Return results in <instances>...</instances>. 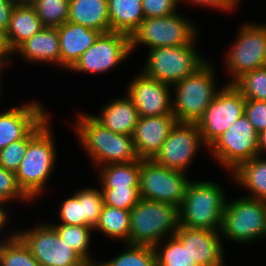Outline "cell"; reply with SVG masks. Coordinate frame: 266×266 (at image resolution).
I'll list each match as a JSON object with an SVG mask.
<instances>
[{"instance_id":"obj_35","label":"cell","mask_w":266,"mask_h":266,"mask_svg":"<svg viewBox=\"0 0 266 266\" xmlns=\"http://www.w3.org/2000/svg\"><path fill=\"white\" fill-rule=\"evenodd\" d=\"M232 84L245 99L266 101V66L243 73Z\"/></svg>"},{"instance_id":"obj_44","label":"cell","mask_w":266,"mask_h":266,"mask_svg":"<svg viewBox=\"0 0 266 266\" xmlns=\"http://www.w3.org/2000/svg\"><path fill=\"white\" fill-rule=\"evenodd\" d=\"M13 50L7 40L6 32L0 29V60L10 64Z\"/></svg>"},{"instance_id":"obj_22","label":"cell","mask_w":266,"mask_h":266,"mask_svg":"<svg viewBox=\"0 0 266 266\" xmlns=\"http://www.w3.org/2000/svg\"><path fill=\"white\" fill-rule=\"evenodd\" d=\"M92 116L108 130L131 136L139 118L137 108L126 95L106 103L99 115Z\"/></svg>"},{"instance_id":"obj_42","label":"cell","mask_w":266,"mask_h":266,"mask_svg":"<svg viewBox=\"0 0 266 266\" xmlns=\"http://www.w3.org/2000/svg\"><path fill=\"white\" fill-rule=\"evenodd\" d=\"M192 5L218 9L219 11L232 12L239 5L235 0H188Z\"/></svg>"},{"instance_id":"obj_28","label":"cell","mask_w":266,"mask_h":266,"mask_svg":"<svg viewBox=\"0 0 266 266\" xmlns=\"http://www.w3.org/2000/svg\"><path fill=\"white\" fill-rule=\"evenodd\" d=\"M94 230H99L109 238L120 239L128 244L130 233V210L103 205L98 224Z\"/></svg>"},{"instance_id":"obj_14","label":"cell","mask_w":266,"mask_h":266,"mask_svg":"<svg viewBox=\"0 0 266 266\" xmlns=\"http://www.w3.org/2000/svg\"><path fill=\"white\" fill-rule=\"evenodd\" d=\"M130 54V36L114 31L101 33L69 71L102 74L114 69Z\"/></svg>"},{"instance_id":"obj_3","label":"cell","mask_w":266,"mask_h":266,"mask_svg":"<svg viewBox=\"0 0 266 266\" xmlns=\"http://www.w3.org/2000/svg\"><path fill=\"white\" fill-rule=\"evenodd\" d=\"M179 227V208L170 203L140 198L130 210L128 244L155 247Z\"/></svg>"},{"instance_id":"obj_38","label":"cell","mask_w":266,"mask_h":266,"mask_svg":"<svg viewBox=\"0 0 266 266\" xmlns=\"http://www.w3.org/2000/svg\"><path fill=\"white\" fill-rule=\"evenodd\" d=\"M59 206V220L60 223L66 225L84 226V216L82 210V195L76 192L72 197L62 200Z\"/></svg>"},{"instance_id":"obj_33","label":"cell","mask_w":266,"mask_h":266,"mask_svg":"<svg viewBox=\"0 0 266 266\" xmlns=\"http://www.w3.org/2000/svg\"><path fill=\"white\" fill-rule=\"evenodd\" d=\"M125 250L99 266H157L154 247L125 244Z\"/></svg>"},{"instance_id":"obj_29","label":"cell","mask_w":266,"mask_h":266,"mask_svg":"<svg viewBox=\"0 0 266 266\" xmlns=\"http://www.w3.org/2000/svg\"><path fill=\"white\" fill-rule=\"evenodd\" d=\"M0 266H41L28 246L16 234L9 232L0 243Z\"/></svg>"},{"instance_id":"obj_20","label":"cell","mask_w":266,"mask_h":266,"mask_svg":"<svg viewBox=\"0 0 266 266\" xmlns=\"http://www.w3.org/2000/svg\"><path fill=\"white\" fill-rule=\"evenodd\" d=\"M60 43V67L70 70L81 55L92 46L101 32L66 21L57 27Z\"/></svg>"},{"instance_id":"obj_18","label":"cell","mask_w":266,"mask_h":266,"mask_svg":"<svg viewBox=\"0 0 266 266\" xmlns=\"http://www.w3.org/2000/svg\"><path fill=\"white\" fill-rule=\"evenodd\" d=\"M48 113L42 103L12 106L0 113V150L23 139Z\"/></svg>"},{"instance_id":"obj_2","label":"cell","mask_w":266,"mask_h":266,"mask_svg":"<svg viewBox=\"0 0 266 266\" xmlns=\"http://www.w3.org/2000/svg\"><path fill=\"white\" fill-rule=\"evenodd\" d=\"M223 187L212 181L189 183L179 207V225L203 230H220L227 203Z\"/></svg>"},{"instance_id":"obj_32","label":"cell","mask_w":266,"mask_h":266,"mask_svg":"<svg viewBox=\"0 0 266 266\" xmlns=\"http://www.w3.org/2000/svg\"><path fill=\"white\" fill-rule=\"evenodd\" d=\"M46 115L23 139L12 142L0 150V166L16 172L26 154L29 142L49 123Z\"/></svg>"},{"instance_id":"obj_10","label":"cell","mask_w":266,"mask_h":266,"mask_svg":"<svg viewBox=\"0 0 266 266\" xmlns=\"http://www.w3.org/2000/svg\"><path fill=\"white\" fill-rule=\"evenodd\" d=\"M186 174L153 160H140V198L170 203L179 208L191 182Z\"/></svg>"},{"instance_id":"obj_25","label":"cell","mask_w":266,"mask_h":266,"mask_svg":"<svg viewBox=\"0 0 266 266\" xmlns=\"http://www.w3.org/2000/svg\"><path fill=\"white\" fill-rule=\"evenodd\" d=\"M230 175L235 184L250 192L245 197L266 202V158L253 157Z\"/></svg>"},{"instance_id":"obj_16","label":"cell","mask_w":266,"mask_h":266,"mask_svg":"<svg viewBox=\"0 0 266 266\" xmlns=\"http://www.w3.org/2000/svg\"><path fill=\"white\" fill-rule=\"evenodd\" d=\"M130 82L126 93L139 117L173 115L172 86L146 77L141 71Z\"/></svg>"},{"instance_id":"obj_50","label":"cell","mask_w":266,"mask_h":266,"mask_svg":"<svg viewBox=\"0 0 266 266\" xmlns=\"http://www.w3.org/2000/svg\"><path fill=\"white\" fill-rule=\"evenodd\" d=\"M84 266H99L98 261L92 262V263H86Z\"/></svg>"},{"instance_id":"obj_1","label":"cell","mask_w":266,"mask_h":266,"mask_svg":"<svg viewBox=\"0 0 266 266\" xmlns=\"http://www.w3.org/2000/svg\"><path fill=\"white\" fill-rule=\"evenodd\" d=\"M74 132L93 166L129 163L139 160L131 135L114 133L100 124L92 114L79 113Z\"/></svg>"},{"instance_id":"obj_31","label":"cell","mask_w":266,"mask_h":266,"mask_svg":"<svg viewBox=\"0 0 266 266\" xmlns=\"http://www.w3.org/2000/svg\"><path fill=\"white\" fill-rule=\"evenodd\" d=\"M57 234L63 242L70 245L87 263H92L89 247L91 243V231L94 229L91 226H77L66 224H52Z\"/></svg>"},{"instance_id":"obj_39","label":"cell","mask_w":266,"mask_h":266,"mask_svg":"<svg viewBox=\"0 0 266 266\" xmlns=\"http://www.w3.org/2000/svg\"><path fill=\"white\" fill-rule=\"evenodd\" d=\"M0 199L10 202V200H22L29 202L31 199L19 187L16 174L0 166Z\"/></svg>"},{"instance_id":"obj_7","label":"cell","mask_w":266,"mask_h":266,"mask_svg":"<svg viewBox=\"0 0 266 266\" xmlns=\"http://www.w3.org/2000/svg\"><path fill=\"white\" fill-rule=\"evenodd\" d=\"M197 27L182 14L144 18L130 36L131 53L141 44L149 49L191 44L197 38ZM196 37V38H195Z\"/></svg>"},{"instance_id":"obj_45","label":"cell","mask_w":266,"mask_h":266,"mask_svg":"<svg viewBox=\"0 0 266 266\" xmlns=\"http://www.w3.org/2000/svg\"><path fill=\"white\" fill-rule=\"evenodd\" d=\"M6 203L7 202L5 200L0 199V233L3 232L4 231L3 229L6 228L5 226L7 224H9V223H7L9 220V217H8L9 215L4 208ZM0 236H1V234H0ZM3 238L4 237H2L0 241H3Z\"/></svg>"},{"instance_id":"obj_36","label":"cell","mask_w":266,"mask_h":266,"mask_svg":"<svg viewBox=\"0 0 266 266\" xmlns=\"http://www.w3.org/2000/svg\"><path fill=\"white\" fill-rule=\"evenodd\" d=\"M78 192L82 195L84 226H91L94 229L104 205L102 191L100 188L86 187Z\"/></svg>"},{"instance_id":"obj_17","label":"cell","mask_w":266,"mask_h":266,"mask_svg":"<svg viewBox=\"0 0 266 266\" xmlns=\"http://www.w3.org/2000/svg\"><path fill=\"white\" fill-rule=\"evenodd\" d=\"M174 236L199 266H225L226 255L219 230L192 229L179 225Z\"/></svg>"},{"instance_id":"obj_12","label":"cell","mask_w":266,"mask_h":266,"mask_svg":"<svg viewBox=\"0 0 266 266\" xmlns=\"http://www.w3.org/2000/svg\"><path fill=\"white\" fill-rule=\"evenodd\" d=\"M234 42L225 57L226 73L233 76L228 83L245 72L266 66V24H243Z\"/></svg>"},{"instance_id":"obj_37","label":"cell","mask_w":266,"mask_h":266,"mask_svg":"<svg viewBox=\"0 0 266 266\" xmlns=\"http://www.w3.org/2000/svg\"><path fill=\"white\" fill-rule=\"evenodd\" d=\"M101 191L106 206L131 210L140 200L139 188L101 189Z\"/></svg>"},{"instance_id":"obj_23","label":"cell","mask_w":266,"mask_h":266,"mask_svg":"<svg viewBox=\"0 0 266 266\" xmlns=\"http://www.w3.org/2000/svg\"><path fill=\"white\" fill-rule=\"evenodd\" d=\"M69 22L101 33L110 32L107 0H70Z\"/></svg>"},{"instance_id":"obj_9","label":"cell","mask_w":266,"mask_h":266,"mask_svg":"<svg viewBox=\"0 0 266 266\" xmlns=\"http://www.w3.org/2000/svg\"><path fill=\"white\" fill-rule=\"evenodd\" d=\"M258 140V133L243 114L206 149L221 167L232 173L258 156Z\"/></svg>"},{"instance_id":"obj_27","label":"cell","mask_w":266,"mask_h":266,"mask_svg":"<svg viewBox=\"0 0 266 266\" xmlns=\"http://www.w3.org/2000/svg\"><path fill=\"white\" fill-rule=\"evenodd\" d=\"M101 189L139 188L140 159L129 163L106 164L97 167Z\"/></svg>"},{"instance_id":"obj_11","label":"cell","mask_w":266,"mask_h":266,"mask_svg":"<svg viewBox=\"0 0 266 266\" xmlns=\"http://www.w3.org/2000/svg\"><path fill=\"white\" fill-rule=\"evenodd\" d=\"M224 85L196 123L207 148L245 111L246 99L240 91L232 83Z\"/></svg>"},{"instance_id":"obj_21","label":"cell","mask_w":266,"mask_h":266,"mask_svg":"<svg viewBox=\"0 0 266 266\" xmlns=\"http://www.w3.org/2000/svg\"><path fill=\"white\" fill-rule=\"evenodd\" d=\"M13 53L28 62L52 63L60 67V43L57 28L44 27L22 42Z\"/></svg>"},{"instance_id":"obj_47","label":"cell","mask_w":266,"mask_h":266,"mask_svg":"<svg viewBox=\"0 0 266 266\" xmlns=\"http://www.w3.org/2000/svg\"><path fill=\"white\" fill-rule=\"evenodd\" d=\"M15 4L32 5L36 0H12Z\"/></svg>"},{"instance_id":"obj_40","label":"cell","mask_w":266,"mask_h":266,"mask_svg":"<svg viewBox=\"0 0 266 266\" xmlns=\"http://www.w3.org/2000/svg\"><path fill=\"white\" fill-rule=\"evenodd\" d=\"M244 114L258 134L266 130V101L246 99Z\"/></svg>"},{"instance_id":"obj_4","label":"cell","mask_w":266,"mask_h":266,"mask_svg":"<svg viewBox=\"0 0 266 266\" xmlns=\"http://www.w3.org/2000/svg\"><path fill=\"white\" fill-rule=\"evenodd\" d=\"M49 124L29 142L26 154L15 172L19 187L31 201L45 192V184L55 168L56 145Z\"/></svg>"},{"instance_id":"obj_43","label":"cell","mask_w":266,"mask_h":266,"mask_svg":"<svg viewBox=\"0 0 266 266\" xmlns=\"http://www.w3.org/2000/svg\"><path fill=\"white\" fill-rule=\"evenodd\" d=\"M16 4L12 0H0V29L7 31L12 10Z\"/></svg>"},{"instance_id":"obj_5","label":"cell","mask_w":266,"mask_h":266,"mask_svg":"<svg viewBox=\"0 0 266 266\" xmlns=\"http://www.w3.org/2000/svg\"><path fill=\"white\" fill-rule=\"evenodd\" d=\"M215 69L208 61L194 74L175 83L172 98L173 115L179 123H197L218 91Z\"/></svg>"},{"instance_id":"obj_19","label":"cell","mask_w":266,"mask_h":266,"mask_svg":"<svg viewBox=\"0 0 266 266\" xmlns=\"http://www.w3.org/2000/svg\"><path fill=\"white\" fill-rule=\"evenodd\" d=\"M177 123L174 115L139 117L132 138L140 160H152Z\"/></svg>"},{"instance_id":"obj_6","label":"cell","mask_w":266,"mask_h":266,"mask_svg":"<svg viewBox=\"0 0 266 266\" xmlns=\"http://www.w3.org/2000/svg\"><path fill=\"white\" fill-rule=\"evenodd\" d=\"M195 42L197 41L183 46L149 49L141 72L146 77L173 86L194 74L208 61L197 51Z\"/></svg>"},{"instance_id":"obj_24","label":"cell","mask_w":266,"mask_h":266,"mask_svg":"<svg viewBox=\"0 0 266 266\" xmlns=\"http://www.w3.org/2000/svg\"><path fill=\"white\" fill-rule=\"evenodd\" d=\"M44 26L32 5L16 4L12 10L7 40L14 51L22 42L38 33Z\"/></svg>"},{"instance_id":"obj_34","label":"cell","mask_w":266,"mask_h":266,"mask_svg":"<svg viewBox=\"0 0 266 266\" xmlns=\"http://www.w3.org/2000/svg\"><path fill=\"white\" fill-rule=\"evenodd\" d=\"M70 0H36L32 6L44 27L57 28L69 17Z\"/></svg>"},{"instance_id":"obj_46","label":"cell","mask_w":266,"mask_h":266,"mask_svg":"<svg viewBox=\"0 0 266 266\" xmlns=\"http://www.w3.org/2000/svg\"><path fill=\"white\" fill-rule=\"evenodd\" d=\"M258 139V155L261 156L262 153L266 152V130L258 134Z\"/></svg>"},{"instance_id":"obj_30","label":"cell","mask_w":266,"mask_h":266,"mask_svg":"<svg viewBox=\"0 0 266 266\" xmlns=\"http://www.w3.org/2000/svg\"><path fill=\"white\" fill-rule=\"evenodd\" d=\"M167 239L154 247L157 266H199L175 236Z\"/></svg>"},{"instance_id":"obj_15","label":"cell","mask_w":266,"mask_h":266,"mask_svg":"<svg viewBox=\"0 0 266 266\" xmlns=\"http://www.w3.org/2000/svg\"><path fill=\"white\" fill-rule=\"evenodd\" d=\"M202 145L205 146L196 123L177 122L152 160L169 169L187 173Z\"/></svg>"},{"instance_id":"obj_41","label":"cell","mask_w":266,"mask_h":266,"mask_svg":"<svg viewBox=\"0 0 266 266\" xmlns=\"http://www.w3.org/2000/svg\"><path fill=\"white\" fill-rule=\"evenodd\" d=\"M172 0H142L144 18L163 17L177 11Z\"/></svg>"},{"instance_id":"obj_13","label":"cell","mask_w":266,"mask_h":266,"mask_svg":"<svg viewBox=\"0 0 266 266\" xmlns=\"http://www.w3.org/2000/svg\"><path fill=\"white\" fill-rule=\"evenodd\" d=\"M47 223L36 224L33 229L17 231L16 234L41 266H84L87 262Z\"/></svg>"},{"instance_id":"obj_48","label":"cell","mask_w":266,"mask_h":266,"mask_svg":"<svg viewBox=\"0 0 266 266\" xmlns=\"http://www.w3.org/2000/svg\"><path fill=\"white\" fill-rule=\"evenodd\" d=\"M7 63L6 62H4V61H1L0 60V90H1V74H2V71H3V69L6 67V66H8V65H6Z\"/></svg>"},{"instance_id":"obj_26","label":"cell","mask_w":266,"mask_h":266,"mask_svg":"<svg viewBox=\"0 0 266 266\" xmlns=\"http://www.w3.org/2000/svg\"><path fill=\"white\" fill-rule=\"evenodd\" d=\"M110 31L128 36L139 27L144 19L142 0H107Z\"/></svg>"},{"instance_id":"obj_49","label":"cell","mask_w":266,"mask_h":266,"mask_svg":"<svg viewBox=\"0 0 266 266\" xmlns=\"http://www.w3.org/2000/svg\"><path fill=\"white\" fill-rule=\"evenodd\" d=\"M176 5H177V7H179L178 5H180L179 3L181 2H186L187 1V3H188V0H172Z\"/></svg>"},{"instance_id":"obj_8","label":"cell","mask_w":266,"mask_h":266,"mask_svg":"<svg viewBox=\"0 0 266 266\" xmlns=\"http://www.w3.org/2000/svg\"><path fill=\"white\" fill-rule=\"evenodd\" d=\"M220 235L243 244L265 238L266 202L245 196L228 201L222 214Z\"/></svg>"}]
</instances>
